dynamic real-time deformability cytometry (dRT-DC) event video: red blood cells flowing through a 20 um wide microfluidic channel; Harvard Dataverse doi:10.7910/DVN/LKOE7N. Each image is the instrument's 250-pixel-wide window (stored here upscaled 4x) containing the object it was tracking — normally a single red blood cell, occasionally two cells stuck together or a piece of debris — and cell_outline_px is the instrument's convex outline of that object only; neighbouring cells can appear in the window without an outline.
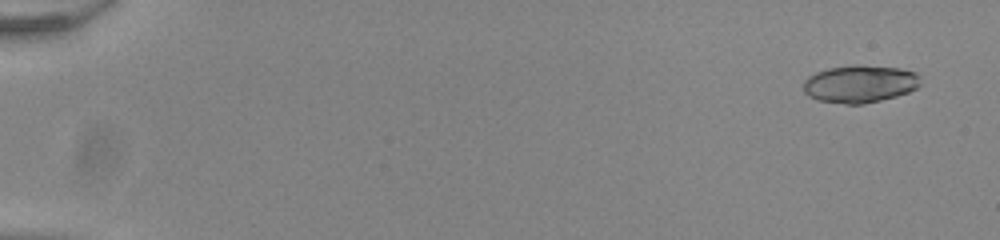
{"species": "common noctule bat (a hibernating species)", "species_latin": "Nyctalus noctula", "temperature_condition": "room temperature", "stored_images_in_passage": 52, "camera_frame_rate_fps": 3000, "um_per_image_px": 0.085, "animal": {"sex": "male", "body_mass_g": 20.0, "forearm_length_mm": 53.3}, "frame": {"image": 1, "passage_image": 1, "time_ms": 0.0, "image_size_px": [1000, 240], "cell_outline_px": [[920, 84], [916, 88], [908, 92], [896, 96], [864, 104], [844, 104], [820, 100], [808, 96], [804, 92], [804, 80], [808, 76], [816, 72], [828, 68], [852, 64], [856, 64], [900, 68], [916, 72], [920, 76]], "centroid_in_image_um": [73.09, 7.11], "position_along_channel_um": 11.9, "area_um2": 25.78}}
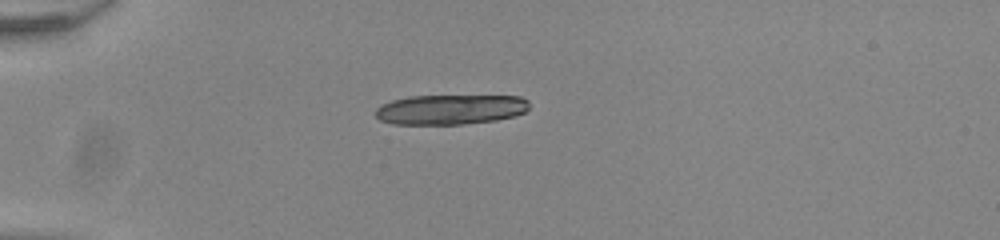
{"frame": {"image": 2, "passage_image": 14, "time_ms": 4.333, "image_size_px": [1000, 240], "cell_outline_px": [[528, 108], [524, 112], [516, 116], [496, 120], [464, 124], [392, 124], [380, 120], [376, 116], [376, 108], [380, 104], [392, 100], [408, 96], [520, 96], [528, 100]], "centroid_in_image_um": [38.27, 9.3], "position_along_channel_um": 46.7, "area_um2": 26.93}}
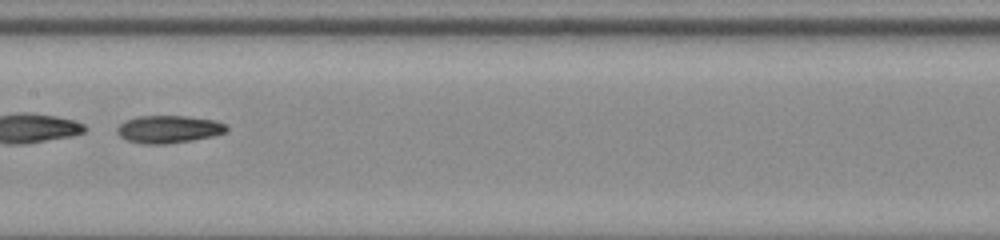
{"frame": {"image": 3, "passage_image": 28, "time_ms": 9.0, "image_size_px": [1000, 240], "cell_outline_px": [[228, 132], [212, 136], [192, 140], [164, 144], [144, 144], [128, 140], [120, 136], [116, 132], [116, 128], [124, 120], [136, 116], [184, 116], [216, 120], [228, 124]], "centroid_in_image_um": [14.35, 10.97], "position_along_channel_um": 193.0, "area_um2": 17.74}, "authors_computed_cell_mechanics": {"area_um2": 25.4898, "velocity_mm_per_s": 3.9325, "shape_relaxation_time_tau1_ms": 1.0245, "shape_relaxation_time_tau2_ms": 3.3887, "deformation_change_tau1": 0.2863, "deformation_change_tau2": 0.0896}}